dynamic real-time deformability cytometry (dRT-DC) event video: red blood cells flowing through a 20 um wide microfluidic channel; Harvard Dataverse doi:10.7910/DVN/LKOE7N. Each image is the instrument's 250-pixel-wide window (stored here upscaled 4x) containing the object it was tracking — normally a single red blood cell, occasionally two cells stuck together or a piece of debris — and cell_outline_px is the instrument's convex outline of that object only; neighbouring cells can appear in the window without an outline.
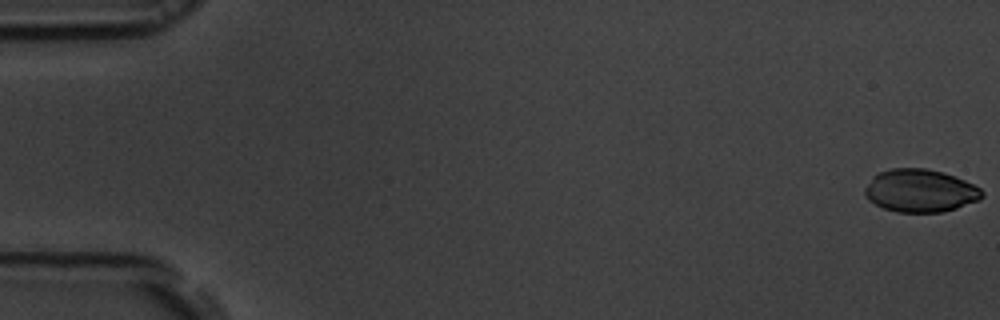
{"species": "common noctule bat (a hibernating species)", "species_latin": "Nyctalus noctula", "temperature_condition": "room temperature", "stored_images_in_passage": 55, "camera_frame_rate_fps": 3000, "um_per_image_px": 0.085, "animal": {"sex": "male", "body_mass_g": 19.5, "forearm_length_mm": 54.6}, "frame": {"image": 1, "passage_image": 1, "time_ms": 0.0, "image_size_px": [1000, 320], "cell_outline_px": [[984, 196], [980, 200], [956, 208], [940, 212], [896, 212], [884, 208], [868, 200], [864, 196], [864, 188], [872, 176], [880, 172], [892, 168], [924, 168], [944, 172], [956, 176], [980, 188], [984, 192]], "centroid_in_image_um": [78.21, 16.2], "position_along_channel_um": 6.8, "area_um2": 29.42}}